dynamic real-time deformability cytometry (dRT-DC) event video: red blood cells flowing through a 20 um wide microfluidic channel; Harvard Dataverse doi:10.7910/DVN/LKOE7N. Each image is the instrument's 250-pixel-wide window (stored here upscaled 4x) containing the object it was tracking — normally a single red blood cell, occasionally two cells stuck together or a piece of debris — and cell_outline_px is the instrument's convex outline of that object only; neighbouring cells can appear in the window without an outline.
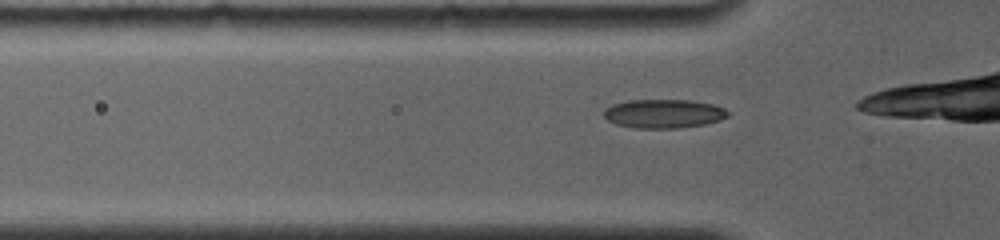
{"species": "common noctule bat (a hibernating species)", "species_latin": "Nyctalus noctula", "temperature_condition": "room temperature", "stored_images_in_passage": 29, "camera_frame_rate_fps": 4000, "um_per_image_px": 0.085, "animal": {"sex": "female", "body_mass_g": 19.0, "forearm_length_mm": 56.7}, "frame": {"image": 1, "passage_image": 3, "time_ms": 0.5, "image_size_px": [1000, 240], "cell_outline_px": [[732, 112], [728, 116], [720, 120], [704, 124], [676, 128], [636, 128], [616, 124], [608, 120], [604, 116], [604, 108], [612, 104], [628, 100], [688, 100], [712, 104], [724, 108]], "centroid_in_image_um": [56.41, 9.65], "position_along_channel_um": 69.4, "area_um2": 20.87}}
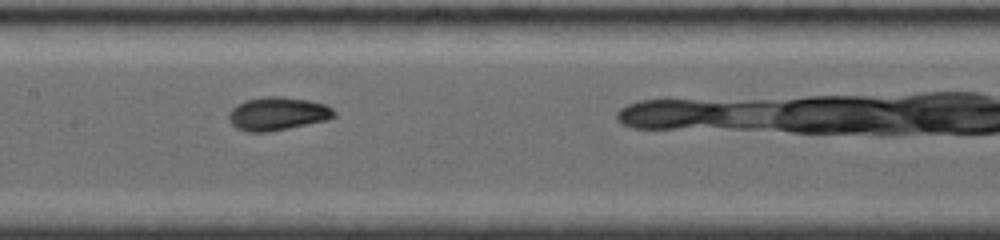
{"frame": {"image": 2, "passage_image": 12, "time_ms": 3.5, "image_size_px": [1000, 240], "cell_outline_px": [[336, 116], [328, 120], [268, 132], [248, 132], [236, 128], [232, 124], [228, 116], [228, 112], [236, 104], [248, 100], [268, 96], [280, 96], [308, 100], [324, 104], [332, 108], [336, 112]], "centroid_in_image_um": [23.6, 9.67], "position_along_channel_um": 183.8, "area_um2": 20.4}}
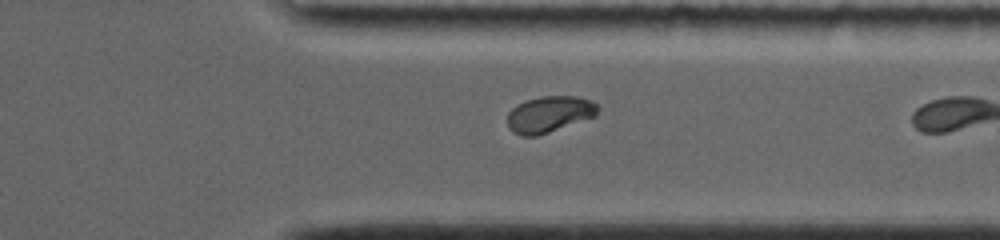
{"frame": {"image": 3, "passage_image": 28, "time_ms": 8.25, "image_size_px": [1000, 240], "cell_outline_px": [[600, 108], [596, 116], [536, 136], [520, 136], [512, 132], [508, 128], [508, 112], [516, 104], [524, 100], [540, 96], [576, 96], [592, 100]], "centroid_in_image_um": [46.68, 9.7], "position_along_channel_um": 364.7, "area_um2": 19.31}}